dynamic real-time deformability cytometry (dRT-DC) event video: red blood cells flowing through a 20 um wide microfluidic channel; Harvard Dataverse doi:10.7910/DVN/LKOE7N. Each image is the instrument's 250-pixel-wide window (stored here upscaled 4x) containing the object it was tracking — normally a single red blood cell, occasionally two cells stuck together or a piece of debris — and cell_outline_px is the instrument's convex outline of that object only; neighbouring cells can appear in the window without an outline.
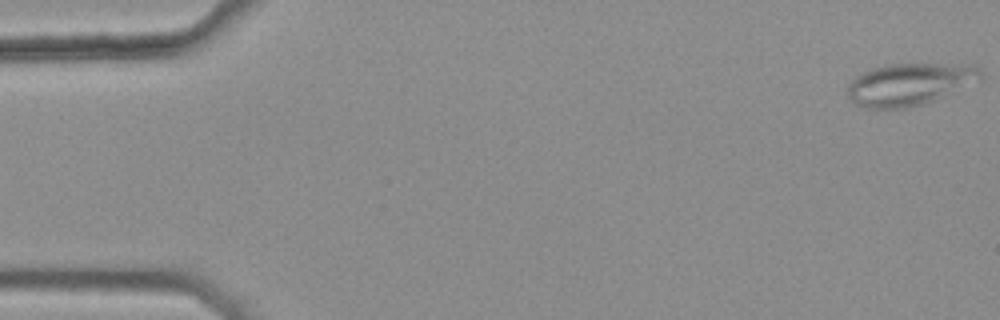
{"species": "common noctule bat (a hibernating species)", "species_latin": "Nyctalus noctula", "temperature_condition": "warm", "stored_images_in_passage": 48, "camera_frame_rate_fps": 3000, "um_per_image_px": 0.085, "animal": {"sex": "female", "body_mass_g": 25.1}, "frame": {"image": 1, "passage_image": 1, "time_ms": 0.0, "image_size_px": [1000, 320], "cell_outline_px": [[984, 76], [980, 80], [932, 100], [920, 104], [904, 108], [868, 108], [856, 104], [848, 96], [848, 84], [856, 76], [872, 68], [888, 64], [972, 64], [980, 68]], "centroid_in_image_um": [77.32, 7.13], "position_along_channel_um": 7.7, "area_um2": 32.31}}
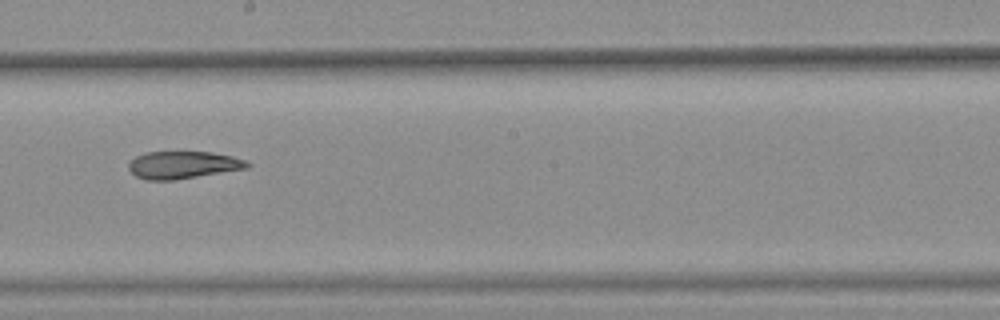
{"frame": {"image": 2, "passage_image": 30, "time_ms": 9.667, "image_size_px": [1000, 320], "cell_outline_px": [[252, 164], [248, 168], [176, 180], [148, 180], [136, 176], [128, 168], [128, 164], [136, 156], [144, 152], [212, 152], [232, 156], [244, 160]], "centroid_in_image_um": [15.56, 14.02], "position_along_channel_um": 232.6, "area_um2": 18.96}}
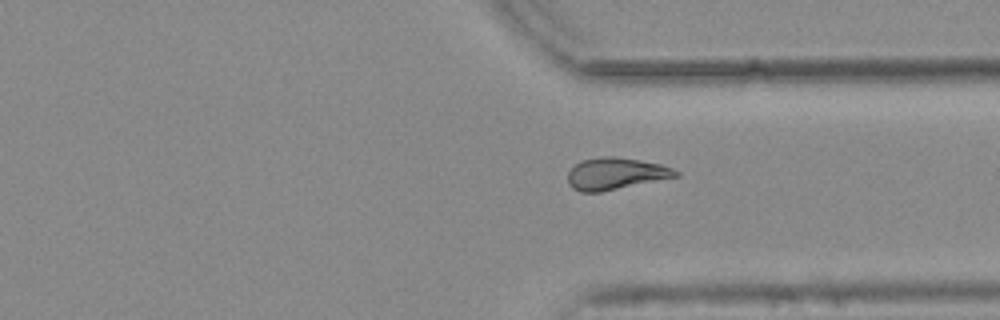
{"frame": {"image": 3, "passage_image": 40, "time_ms": 13.0, "image_size_px": [1000, 320], "cell_outline_px": [[680, 176], [600, 192], [580, 192], [572, 188], [568, 184], [568, 172], [580, 160], [604, 156], [616, 156], [640, 160], [660, 164], [672, 168], [680, 172]], "centroid_in_image_um": [52.33, 14.76], "position_along_channel_um": 359.1, "area_um2": 20.11}, "authors_computed_cell_mechanics": {"area_um2": 20.1433, "velocity_mm_per_s": 3.7778, "shape_relaxation_time_tau1_ms": null, "shape_relaxation_time_tau2_ms": 4.7056, "deformation_change_tau1": null, "deformation_change_tau2": 0.1216}}